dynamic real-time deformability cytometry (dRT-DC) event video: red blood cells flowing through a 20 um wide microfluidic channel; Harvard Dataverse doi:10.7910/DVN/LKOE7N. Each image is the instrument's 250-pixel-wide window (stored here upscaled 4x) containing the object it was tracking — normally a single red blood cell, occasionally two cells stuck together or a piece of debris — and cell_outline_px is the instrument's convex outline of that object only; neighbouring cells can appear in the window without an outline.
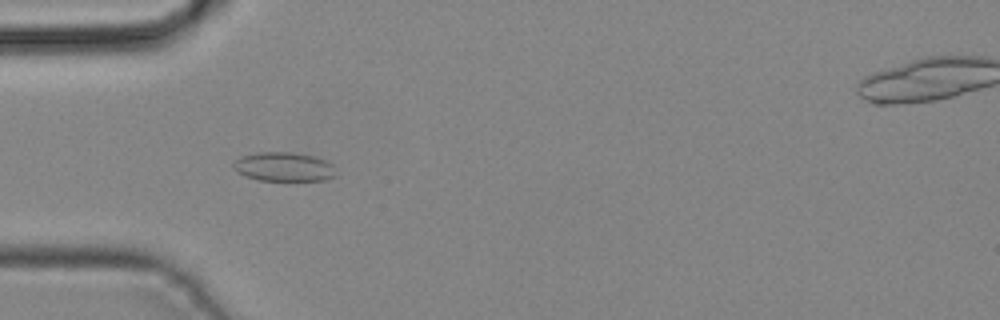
{"species": "common noctule bat (a hibernating species)", "species_latin": "Nyctalus noctula", "temperature_condition": "cold", "stored_images_in_passage": 32, "camera_frame_rate_fps": 3000, "um_per_image_px": 0.085, "animal": {"sex": "male", "body_mass_g": 19.2, "forearm_length_mm": 51.8}, "frame": {"image": 1, "passage_image": 7, "time_ms": 2.0, "image_size_px": [1000, 320], "cell_outline_px": [[336, 176], [324, 180], [260, 180], [244, 176], [236, 172], [232, 168], [232, 164], [240, 156], [256, 152], [296, 152], [312, 156], [324, 160], [332, 164]], "centroid_in_image_um": [24.07, 14.17], "position_along_channel_um": 60.9, "area_um2": 17.46}}
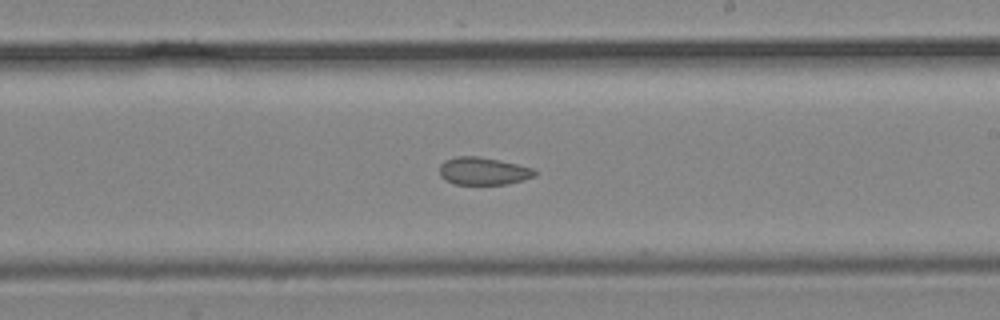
{"frame": {"image": 2, "passage_image": 19, "time_ms": 6.0, "image_size_px": [1000, 320], "cell_outline_px": [[536, 176], [504, 184], [456, 184], [444, 180], [440, 176], [440, 164], [444, 160], [456, 156], [476, 156], [516, 164], [532, 168], [536, 172]], "centroid_in_image_um": [41.02, 14.54], "position_along_channel_um": 248.0, "area_um2": 15.09}}
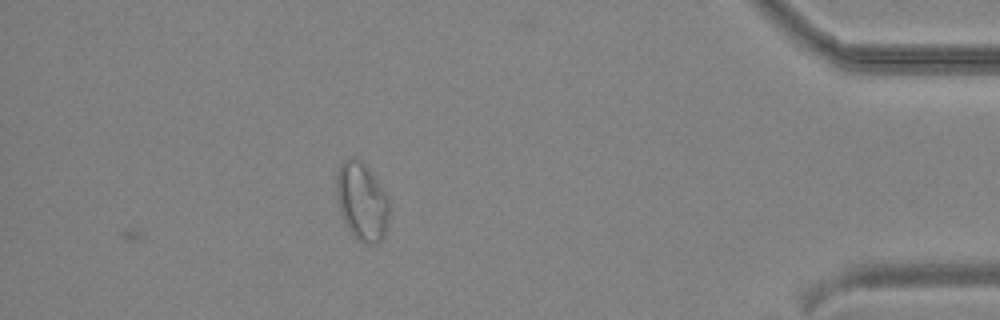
{"frame": {"image": 3, "passage_image": 32, "time_ms": 10.333, "image_size_px": [1000, 320], "cell_outline_px": [[388, 220], [384, 236], [376, 244], [368, 244], [360, 240], [348, 228], [340, 212], [336, 196], [336, 172], [340, 164], [344, 160], [352, 156], [360, 160], [368, 168], [388, 196]], "centroid_in_image_um": [30.74, 17.09], "position_along_channel_um": 404.5, "area_um2": 23.87}}